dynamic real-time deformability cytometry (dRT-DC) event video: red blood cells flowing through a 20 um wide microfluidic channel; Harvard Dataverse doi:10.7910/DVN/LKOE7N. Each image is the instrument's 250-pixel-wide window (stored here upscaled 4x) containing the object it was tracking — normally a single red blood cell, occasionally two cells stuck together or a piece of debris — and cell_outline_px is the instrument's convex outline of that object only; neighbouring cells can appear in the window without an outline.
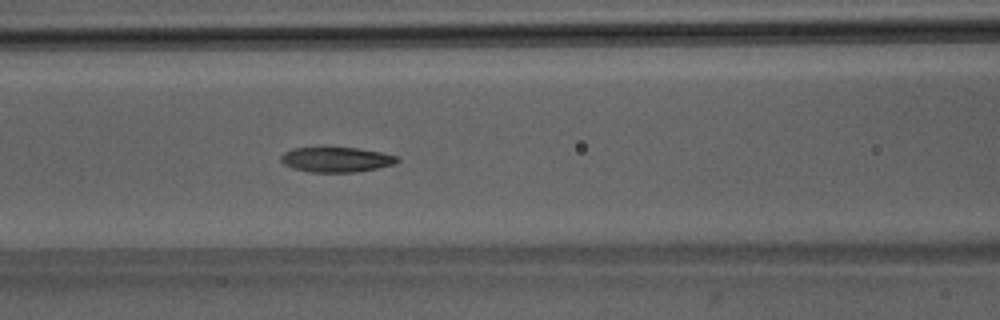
{"species": "Egyptian fruit bat (a non-hibernating species)", "species_latin": "Rousettus aegyptiacus", "temperature_condition": "room temperature", "stored_images_in_passage": 51, "segment_of_instrument_passage": [1, 2], "camera_frame_rate_fps": 3000, "um_per_image_px": 0.085, "animal": {"sex": "male"}, "frame": {"image": 1, "passage_image": 21, "time_ms": 6.667, "image_size_px": [1000, 320], "cell_outline_px": [[400, 160], [396, 164], [356, 172], [312, 172], [292, 168], [284, 164], [280, 160], [280, 156], [284, 152], [292, 148], [320, 144], [324, 144], [356, 148], [384, 152], [400, 156]], "centroid_in_image_um": [28.57, 13.5], "position_along_channel_um": 138.0, "area_um2": 18.03}}
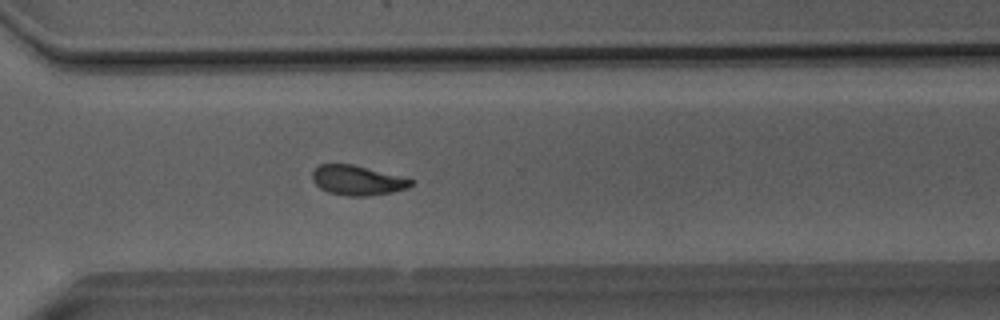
{"frame": {"image": 2, "passage_image": 36, "time_ms": 11.667, "image_size_px": [1000, 320], "cell_outline_px": [[416, 180], [408, 188], [392, 192], [368, 196], [348, 196], [328, 192], [320, 188], [312, 180], [312, 172], [320, 164], [352, 164]], "centroid_in_image_um": [30.38, 15.33], "position_along_channel_um": 340.2, "area_um2": 17.05}}
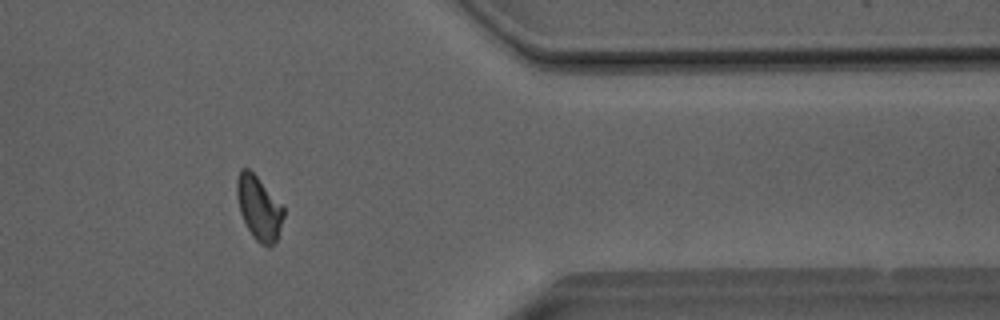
{"frame": {"image": 3, "passage_image": 41, "time_ms": 13.333, "image_size_px": [1000, 320], "cell_outline_px": [[284, 216], [276, 240], [268, 248], [260, 244], [252, 236], [240, 212], [236, 196], [236, 180], [240, 168], [248, 168], [256, 176], [284, 208]], "centroid_in_image_um": [21.98, 17.68], "position_along_channel_um": 389.4, "area_um2": 17.17}}